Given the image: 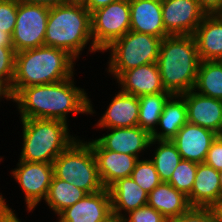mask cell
Instances as JSON below:
<instances>
[{"mask_svg": "<svg viewBox=\"0 0 222 222\" xmlns=\"http://www.w3.org/2000/svg\"><path fill=\"white\" fill-rule=\"evenodd\" d=\"M13 102L18 104L20 119H51L67 123L68 113H95L87 93L74 85L73 76L56 83L21 88L13 96Z\"/></svg>", "mask_w": 222, "mask_h": 222, "instance_id": "6da1fadb", "label": "cell"}, {"mask_svg": "<svg viewBox=\"0 0 222 222\" xmlns=\"http://www.w3.org/2000/svg\"><path fill=\"white\" fill-rule=\"evenodd\" d=\"M74 62L66 51L51 46L17 52L11 85L13 96L21 88L56 83L74 76Z\"/></svg>", "mask_w": 222, "mask_h": 222, "instance_id": "7a4b0ae2", "label": "cell"}, {"mask_svg": "<svg viewBox=\"0 0 222 222\" xmlns=\"http://www.w3.org/2000/svg\"><path fill=\"white\" fill-rule=\"evenodd\" d=\"M199 63L193 35L166 36L162 39L157 64L167 92L182 95L193 90Z\"/></svg>", "mask_w": 222, "mask_h": 222, "instance_id": "3957f363", "label": "cell"}, {"mask_svg": "<svg viewBox=\"0 0 222 222\" xmlns=\"http://www.w3.org/2000/svg\"><path fill=\"white\" fill-rule=\"evenodd\" d=\"M90 41L89 52H98L92 42L91 13L79 0L49 9L45 46L62 49L76 59Z\"/></svg>", "mask_w": 222, "mask_h": 222, "instance_id": "277c9868", "label": "cell"}, {"mask_svg": "<svg viewBox=\"0 0 222 222\" xmlns=\"http://www.w3.org/2000/svg\"><path fill=\"white\" fill-rule=\"evenodd\" d=\"M23 148L20 159L52 163L76 138L70 136L68 123L51 119H21Z\"/></svg>", "mask_w": 222, "mask_h": 222, "instance_id": "5b68a950", "label": "cell"}, {"mask_svg": "<svg viewBox=\"0 0 222 222\" xmlns=\"http://www.w3.org/2000/svg\"><path fill=\"white\" fill-rule=\"evenodd\" d=\"M53 174L60 180L69 182L88 194L104 188L99 177L92 147L81 139L75 140L53 161Z\"/></svg>", "mask_w": 222, "mask_h": 222, "instance_id": "8992f818", "label": "cell"}, {"mask_svg": "<svg viewBox=\"0 0 222 222\" xmlns=\"http://www.w3.org/2000/svg\"><path fill=\"white\" fill-rule=\"evenodd\" d=\"M162 38L150 34L128 31L115 40L111 49L108 71L117 79L124 71L150 63H157Z\"/></svg>", "mask_w": 222, "mask_h": 222, "instance_id": "52a82bcc", "label": "cell"}, {"mask_svg": "<svg viewBox=\"0 0 222 222\" xmlns=\"http://www.w3.org/2000/svg\"><path fill=\"white\" fill-rule=\"evenodd\" d=\"M128 31H130L129 0H117L91 13L92 42L101 52Z\"/></svg>", "mask_w": 222, "mask_h": 222, "instance_id": "ba28073f", "label": "cell"}, {"mask_svg": "<svg viewBox=\"0 0 222 222\" xmlns=\"http://www.w3.org/2000/svg\"><path fill=\"white\" fill-rule=\"evenodd\" d=\"M49 7L18 1L17 19L12 34L15 52L44 46Z\"/></svg>", "mask_w": 222, "mask_h": 222, "instance_id": "9c48e42d", "label": "cell"}, {"mask_svg": "<svg viewBox=\"0 0 222 222\" xmlns=\"http://www.w3.org/2000/svg\"><path fill=\"white\" fill-rule=\"evenodd\" d=\"M12 172L13 178L25 193V204L30 212L42 199H46L53 177L52 163L26 162L19 160Z\"/></svg>", "mask_w": 222, "mask_h": 222, "instance_id": "30bf717a", "label": "cell"}, {"mask_svg": "<svg viewBox=\"0 0 222 222\" xmlns=\"http://www.w3.org/2000/svg\"><path fill=\"white\" fill-rule=\"evenodd\" d=\"M161 8L169 36L193 35L206 15L198 0H161Z\"/></svg>", "mask_w": 222, "mask_h": 222, "instance_id": "8fae6325", "label": "cell"}, {"mask_svg": "<svg viewBox=\"0 0 222 222\" xmlns=\"http://www.w3.org/2000/svg\"><path fill=\"white\" fill-rule=\"evenodd\" d=\"M88 143L92 147L99 177L105 189L119 179L131 177L138 160L136 156L104 149L96 140Z\"/></svg>", "mask_w": 222, "mask_h": 222, "instance_id": "7c38bea8", "label": "cell"}, {"mask_svg": "<svg viewBox=\"0 0 222 222\" xmlns=\"http://www.w3.org/2000/svg\"><path fill=\"white\" fill-rule=\"evenodd\" d=\"M112 215L108 189L87 194L74 205L65 208L57 216L58 222H104Z\"/></svg>", "mask_w": 222, "mask_h": 222, "instance_id": "4fadbf2b", "label": "cell"}, {"mask_svg": "<svg viewBox=\"0 0 222 222\" xmlns=\"http://www.w3.org/2000/svg\"><path fill=\"white\" fill-rule=\"evenodd\" d=\"M217 136V133L209 129L187 122L171 141L182 159L200 164L204 163L207 152Z\"/></svg>", "mask_w": 222, "mask_h": 222, "instance_id": "5bb4252c", "label": "cell"}, {"mask_svg": "<svg viewBox=\"0 0 222 222\" xmlns=\"http://www.w3.org/2000/svg\"><path fill=\"white\" fill-rule=\"evenodd\" d=\"M181 96L186 102L189 123L222 135V100L200 95L193 90Z\"/></svg>", "mask_w": 222, "mask_h": 222, "instance_id": "9a60e30c", "label": "cell"}, {"mask_svg": "<svg viewBox=\"0 0 222 222\" xmlns=\"http://www.w3.org/2000/svg\"><path fill=\"white\" fill-rule=\"evenodd\" d=\"M111 130V131H110ZM107 135L95 139L104 149L136 156L150 147L151 134L140 126L110 128Z\"/></svg>", "mask_w": 222, "mask_h": 222, "instance_id": "2e32d148", "label": "cell"}, {"mask_svg": "<svg viewBox=\"0 0 222 222\" xmlns=\"http://www.w3.org/2000/svg\"><path fill=\"white\" fill-rule=\"evenodd\" d=\"M121 91L134 96L167 92L162 84L157 63H150L124 71L118 78Z\"/></svg>", "mask_w": 222, "mask_h": 222, "instance_id": "e0dca14e", "label": "cell"}, {"mask_svg": "<svg viewBox=\"0 0 222 222\" xmlns=\"http://www.w3.org/2000/svg\"><path fill=\"white\" fill-rule=\"evenodd\" d=\"M130 31L165 38L161 0H129Z\"/></svg>", "mask_w": 222, "mask_h": 222, "instance_id": "ac0fdd59", "label": "cell"}, {"mask_svg": "<svg viewBox=\"0 0 222 222\" xmlns=\"http://www.w3.org/2000/svg\"><path fill=\"white\" fill-rule=\"evenodd\" d=\"M193 36L200 61H222V15L206 14Z\"/></svg>", "mask_w": 222, "mask_h": 222, "instance_id": "d6986e66", "label": "cell"}, {"mask_svg": "<svg viewBox=\"0 0 222 222\" xmlns=\"http://www.w3.org/2000/svg\"><path fill=\"white\" fill-rule=\"evenodd\" d=\"M138 96L119 91L115 94L109 107L96 124L100 128H121L138 126Z\"/></svg>", "mask_w": 222, "mask_h": 222, "instance_id": "ffe728a7", "label": "cell"}, {"mask_svg": "<svg viewBox=\"0 0 222 222\" xmlns=\"http://www.w3.org/2000/svg\"><path fill=\"white\" fill-rule=\"evenodd\" d=\"M221 197L219 171L213 167L197 164L194 184L187 196L191 207H210Z\"/></svg>", "mask_w": 222, "mask_h": 222, "instance_id": "44dd1931", "label": "cell"}, {"mask_svg": "<svg viewBox=\"0 0 222 222\" xmlns=\"http://www.w3.org/2000/svg\"><path fill=\"white\" fill-rule=\"evenodd\" d=\"M112 214L123 217L122 210L130 212L147 205L148 193L132 177L117 180L109 188Z\"/></svg>", "mask_w": 222, "mask_h": 222, "instance_id": "7402d4cb", "label": "cell"}, {"mask_svg": "<svg viewBox=\"0 0 222 222\" xmlns=\"http://www.w3.org/2000/svg\"><path fill=\"white\" fill-rule=\"evenodd\" d=\"M147 205L166 219L177 217L191 207L187 196L166 182H161L148 194Z\"/></svg>", "mask_w": 222, "mask_h": 222, "instance_id": "603a6c76", "label": "cell"}, {"mask_svg": "<svg viewBox=\"0 0 222 222\" xmlns=\"http://www.w3.org/2000/svg\"><path fill=\"white\" fill-rule=\"evenodd\" d=\"M188 122L185 99L181 95H172L166 102L158 125L162 132L155 130L151 134L154 140H172L178 131Z\"/></svg>", "mask_w": 222, "mask_h": 222, "instance_id": "cb8c5ba5", "label": "cell"}, {"mask_svg": "<svg viewBox=\"0 0 222 222\" xmlns=\"http://www.w3.org/2000/svg\"><path fill=\"white\" fill-rule=\"evenodd\" d=\"M193 91L222 100V61H200Z\"/></svg>", "mask_w": 222, "mask_h": 222, "instance_id": "d4e9b609", "label": "cell"}, {"mask_svg": "<svg viewBox=\"0 0 222 222\" xmlns=\"http://www.w3.org/2000/svg\"><path fill=\"white\" fill-rule=\"evenodd\" d=\"M87 194L88 193L81 188L60 180L53 175L45 201L50 209L58 215L65 208L74 205Z\"/></svg>", "mask_w": 222, "mask_h": 222, "instance_id": "484cf974", "label": "cell"}, {"mask_svg": "<svg viewBox=\"0 0 222 222\" xmlns=\"http://www.w3.org/2000/svg\"><path fill=\"white\" fill-rule=\"evenodd\" d=\"M172 96L169 92L143 95L139 99L138 126L152 134L158 126L159 118L168 99ZM156 125V126H155Z\"/></svg>", "mask_w": 222, "mask_h": 222, "instance_id": "4316f807", "label": "cell"}, {"mask_svg": "<svg viewBox=\"0 0 222 222\" xmlns=\"http://www.w3.org/2000/svg\"><path fill=\"white\" fill-rule=\"evenodd\" d=\"M159 145L151 161L156 168V171L159 175L161 182H168L171 175L173 174L174 169L182 160L178 149L171 140H151L150 145L155 144Z\"/></svg>", "mask_w": 222, "mask_h": 222, "instance_id": "83f0119b", "label": "cell"}, {"mask_svg": "<svg viewBox=\"0 0 222 222\" xmlns=\"http://www.w3.org/2000/svg\"><path fill=\"white\" fill-rule=\"evenodd\" d=\"M196 171L197 163L182 159L167 183L188 196L192 191Z\"/></svg>", "mask_w": 222, "mask_h": 222, "instance_id": "f1b7e54d", "label": "cell"}, {"mask_svg": "<svg viewBox=\"0 0 222 222\" xmlns=\"http://www.w3.org/2000/svg\"><path fill=\"white\" fill-rule=\"evenodd\" d=\"M131 177L148 194L161 183L156 168L150 159H138Z\"/></svg>", "mask_w": 222, "mask_h": 222, "instance_id": "f546056e", "label": "cell"}, {"mask_svg": "<svg viewBox=\"0 0 222 222\" xmlns=\"http://www.w3.org/2000/svg\"><path fill=\"white\" fill-rule=\"evenodd\" d=\"M15 56L14 47L0 46V80L5 82L10 88L15 72Z\"/></svg>", "mask_w": 222, "mask_h": 222, "instance_id": "4dcf8cb0", "label": "cell"}, {"mask_svg": "<svg viewBox=\"0 0 222 222\" xmlns=\"http://www.w3.org/2000/svg\"><path fill=\"white\" fill-rule=\"evenodd\" d=\"M18 0H0V30L11 36L17 19Z\"/></svg>", "mask_w": 222, "mask_h": 222, "instance_id": "1f68e13d", "label": "cell"}, {"mask_svg": "<svg viewBox=\"0 0 222 222\" xmlns=\"http://www.w3.org/2000/svg\"><path fill=\"white\" fill-rule=\"evenodd\" d=\"M121 220L122 222H167L168 221V219H166L161 213H159L149 205L142 206L128 213H124Z\"/></svg>", "mask_w": 222, "mask_h": 222, "instance_id": "d6a6232c", "label": "cell"}, {"mask_svg": "<svg viewBox=\"0 0 222 222\" xmlns=\"http://www.w3.org/2000/svg\"><path fill=\"white\" fill-rule=\"evenodd\" d=\"M167 222H215L210 207H190L183 214L168 219Z\"/></svg>", "mask_w": 222, "mask_h": 222, "instance_id": "836d02e7", "label": "cell"}, {"mask_svg": "<svg viewBox=\"0 0 222 222\" xmlns=\"http://www.w3.org/2000/svg\"><path fill=\"white\" fill-rule=\"evenodd\" d=\"M204 163L217 171L222 170V135H218L213 141Z\"/></svg>", "mask_w": 222, "mask_h": 222, "instance_id": "e575fe53", "label": "cell"}, {"mask_svg": "<svg viewBox=\"0 0 222 222\" xmlns=\"http://www.w3.org/2000/svg\"><path fill=\"white\" fill-rule=\"evenodd\" d=\"M0 222H21L0 194Z\"/></svg>", "mask_w": 222, "mask_h": 222, "instance_id": "d590c367", "label": "cell"}, {"mask_svg": "<svg viewBox=\"0 0 222 222\" xmlns=\"http://www.w3.org/2000/svg\"><path fill=\"white\" fill-rule=\"evenodd\" d=\"M198 3L206 14H220L222 11V0H198Z\"/></svg>", "mask_w": 222, "mask_h": 222, "instance_id": "8d00e7d4", "label": "cell"}, {"mask_svg": "<svg viewBox=\"0 0 222 222\" xmlns=\"http://www.w3.org/2000/svg\"><path fill=\"white\" fill-rule=\"evenodd\" d=\"M82 5L90 12L105 7L108 4L115 2L117 0H79Z\"/></svg>", "mask_w": 222, "mask_h": 222, "instance_id": "74e56055", "label": "cell"}, {"mask_svg": "<svg viewBox=\"0 0 222 222\" xmlns=\"http://www.w3.org/2000/svg\"><path fill=\"white\" fill-rule=\"evenodd\" d=\"M18 1L28 4L43 5L51 8V7H56L58 5L69 3L72 0H18Z\"/></svg>", "mask_w": 222, "mask_h": 222, "instance_id": "f35d334b", "label": "cell"}, {"mask_svg": "<svg viewBox=\"0 0 222 222\" xmlns=\"http://www.w3.org/2000/svg\"><path fill=\"white\" fill-rule=\"evenodd\" d=\"M210 209L214 215L215 222H222V197L210 206Z\"/></svg>", "mask_w": 222, "mask_h": 222, "instance_id": "ab89813d", "label": "cell"}, {"mask_svg": "<svg viewBox=\"0 0 222 222\" xmlns=\"http://www.w3.org/2000/svg\"><path fill=\"white\" fill-rule=\"evenodd\" d=\"M1 97L8 100H13L11 88L5 82L0 80V99Z\"/></svg>", "mask_w": 222, "mask_h": 222, "instance_id": "60d3db41", "label": "cell"}, {"mask_svg": "<svg viewBox=\"0 0 222 222\" xmlns=\"http://www.w3.org/2000/svg\"><path fill=\"white\" fill-rule=\"evenodd\" d=\"M0 46L2 47H13L12 36L4 30H0Z\"/></svg>", "mask_w": 222, "mask_h": 222, "instance_id": "b9f144b4", "label": "cell"}, {"mask_svg": "<svg viewBox=\"0 0 222 222\" xmlns=\"http://www.w3.org/2000/svg\"><path fill=\"white\" fill-rule=\"evenodd\" d=\"M121 218L118 216L112 214L108 219H106L104 222H121Z\"/></svg>", "mask_w": 222, "mask_h": 222, "instance_id": "7bdbcfd3", "label": "cell"}, {"mask_svg": "<svg viewBox=\"0 0 222 222\" xmlns=\"http://www.w3.org/2000/svg\"><path fill=\"white\" fill-rule=\"evenodd\" d=\"M220 192L222 197V170L219 171Z\"/></svg>", "mask_w": 222, "mask_h": 222, "instance_id": "ee69618b", "label": "cell"}]
</instances>
